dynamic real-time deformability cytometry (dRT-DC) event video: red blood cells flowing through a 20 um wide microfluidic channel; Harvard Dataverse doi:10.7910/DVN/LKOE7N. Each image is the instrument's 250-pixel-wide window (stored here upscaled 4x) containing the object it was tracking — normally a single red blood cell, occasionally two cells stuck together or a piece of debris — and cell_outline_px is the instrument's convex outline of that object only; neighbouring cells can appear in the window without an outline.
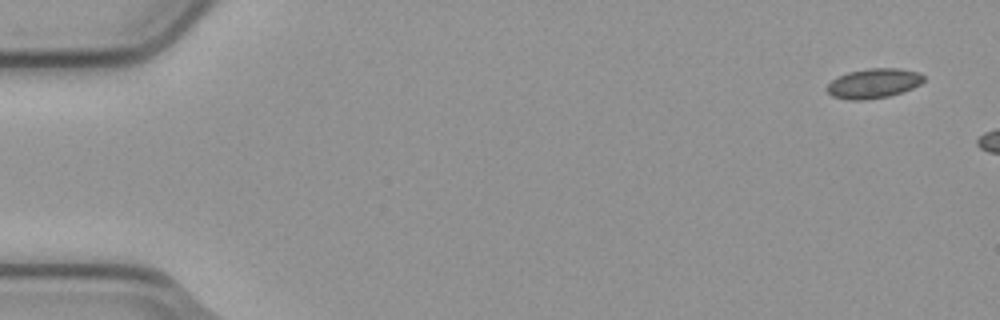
{"species": "common noctule bat (a hibernating species)", "species_latin": "Nyctalus noctula", "temperature_condition": "cold", "stored_images_in_passage": 2, "camera_frame_rate_fps": 3000, "um_per_image_px": 0.085, "animal": {"sex": "male", "body_mass_g": 23.1, "forearm_length_mm": 52.7}, "frame": {"image": 1, "passage_image": 1, "time_ms": 0.0, "image_size_px": [1000, 320], "cell_outline_px": [[924, 80], [920, 84], [912, 88], [888, 96], [864, 100], [852, 100], [832, 96], [824, 88], [832, 80], [848, 72], [868, 68], [896, 68], [920, 72], [924, 76]], "centroid_in_image_um": [74.25, 7.08], "position_along_channel_um": 10.8, "area_um2": 16.65}}